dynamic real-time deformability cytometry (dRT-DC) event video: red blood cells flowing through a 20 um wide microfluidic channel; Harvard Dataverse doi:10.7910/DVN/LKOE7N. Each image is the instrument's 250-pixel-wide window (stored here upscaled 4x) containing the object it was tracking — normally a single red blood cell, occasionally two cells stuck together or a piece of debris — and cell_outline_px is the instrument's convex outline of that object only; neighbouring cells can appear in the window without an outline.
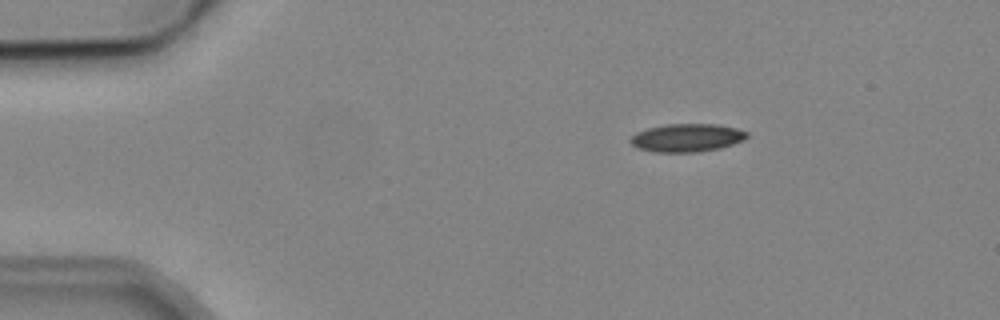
{"species": "common noctule bat (a hibernating species)", "species_latin": "Nyctalus noctula", "temperature_condition": "cold", "stored_images_in_passage": 6, "camera_frame_rate_fps": 3000, "um_per_image_px": 0.085, "animal": {"sex": "male", "body_mass_g": 19.2, "forearm_length_mm": 51.8}, "frame": {"image": 1, "passage_image": 3, "time_ms": 2.0, "image_size_px": [1000, 320], "cell_outline_px": [[748, 136], [744, 140], [720, 148], [696, 152], [652, 152], [636, 148], [628, 140], [636, 132], [648, 128], [664, 124], [716, 124], [736, 128], [748, 132]], "centroid_in_image_um": [58.36, 11.71], "position_along_channel_um": 26.6, "area_um2": 19.19}}